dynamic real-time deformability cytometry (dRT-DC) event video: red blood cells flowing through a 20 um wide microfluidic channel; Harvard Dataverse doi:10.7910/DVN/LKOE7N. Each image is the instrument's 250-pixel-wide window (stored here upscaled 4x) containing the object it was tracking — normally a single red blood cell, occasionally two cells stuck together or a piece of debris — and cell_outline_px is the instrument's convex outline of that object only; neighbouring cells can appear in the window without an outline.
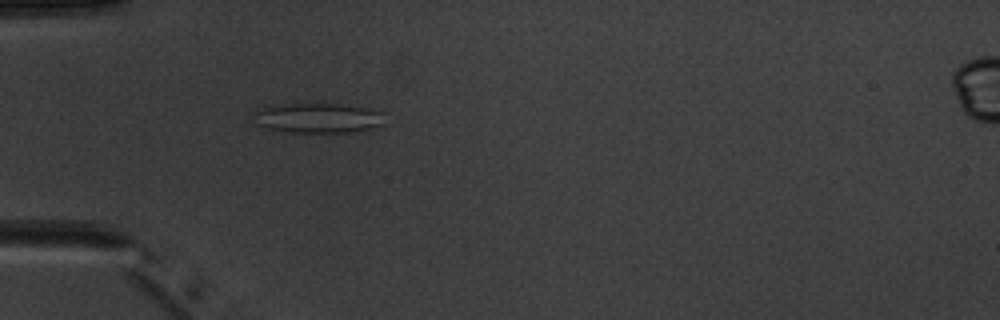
{"species": "common noctule bat (a hibernating species)", "species_latin": "Nyctalus noctula", "temperature_condition": "warm", "stored_images_in_passage": 2, "camera_frame_rate_fps": 3000, "um_per_image_px": 0.085, "animal": {"sex": "male", "body_mass_g": 20.1, "forearm_length_mm": 53.5}, "frame": {"image": 1, "passage_image": 2, "time_ms": 1.333, "image_size_px": [1000, 320], "cell_outline_px": [[384, 124], [352, 132], [292, 132], [268, 128], [256, 124], [252, 112], [264, 108], [284, 104], [340, 104], [364, 108], [380, 112]], "centroid_in_image_um": [26.98, 10.03], "position_along_channel_um": 58.0, "area_um2": 22.25}}